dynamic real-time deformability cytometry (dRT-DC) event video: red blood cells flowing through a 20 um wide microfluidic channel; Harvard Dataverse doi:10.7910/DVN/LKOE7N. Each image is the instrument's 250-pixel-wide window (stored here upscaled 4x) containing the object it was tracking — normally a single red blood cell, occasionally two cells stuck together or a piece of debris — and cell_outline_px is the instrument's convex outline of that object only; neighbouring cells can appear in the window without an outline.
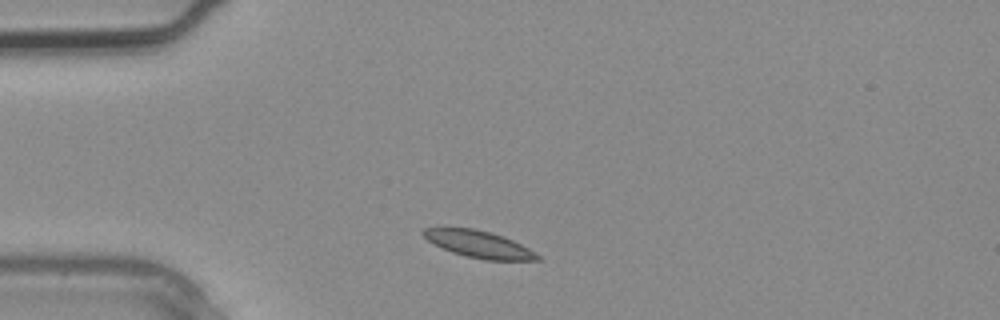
{"species": "common noctule bat (a hibernating species)", "species_latin": "Nyctalus noctula", "temperature_condition": "warm", "stored_images_in_passage": 1, "camera_frame_rate_fps": 3000, "um_per_image_px": 0.085, "animal": {"sex": "male", "body_mass_g": 20.4}, "frame": {"image": 1, "passage_image": 1, "time_ms": 0.0, "image_size_px": [1000, 320], "cell_outline_px": [[540, 260], [484, 260], [452, 252], [428, 240], [420, 232], [424, 228], [472, 228], [488, 232], [512, 240], [528, 248], [540, 256]], "centroid_in_image_um": [40.7, 20.76], "position_along_channel_um": 44.3, "area_um2": 17.4}}